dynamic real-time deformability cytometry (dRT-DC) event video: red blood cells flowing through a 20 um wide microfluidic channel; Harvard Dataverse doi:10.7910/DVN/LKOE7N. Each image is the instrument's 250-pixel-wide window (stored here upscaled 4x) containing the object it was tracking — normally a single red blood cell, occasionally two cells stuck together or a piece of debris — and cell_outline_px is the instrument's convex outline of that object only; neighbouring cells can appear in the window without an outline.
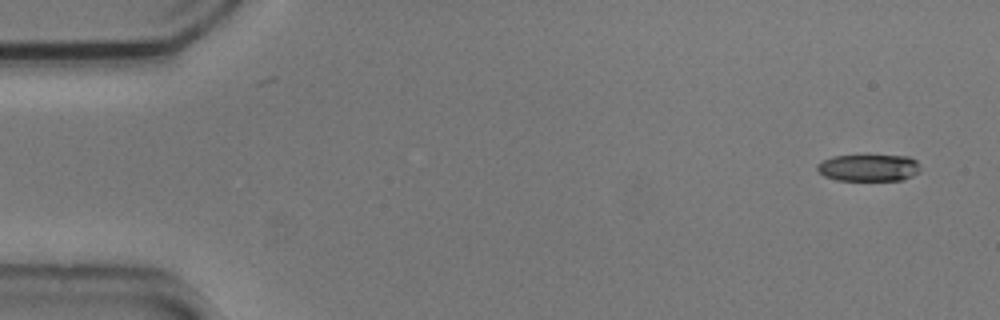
{"species": "common noctule bat (a hibernating species)", "species_latin": "Nyctalus noctula", "temperature_condition": "cold", "stored_images_in_passage": 4, "camera_frame_rate_fps": 3000, "um_per_image_px": 0.085, "animal": {"sex": "male", "body_mass_g": 20.5, "forearm_length_mm": 52.5}, "frame": {"image": 1, "passage_image": 1, "time_ms": 0.0, "image_size_px": [1000, 320], "cell_outline_px": [[920, 172], [904, 180], [836, 180], [824, 176], [816, 168], [816, 164], [832, 156], [908, 156], [916, 160], [920, 164]], "centroid_in_image_um": [73.86, 14.27], "position_along_channel_um": 11.1, "area_um2": 16.18}}
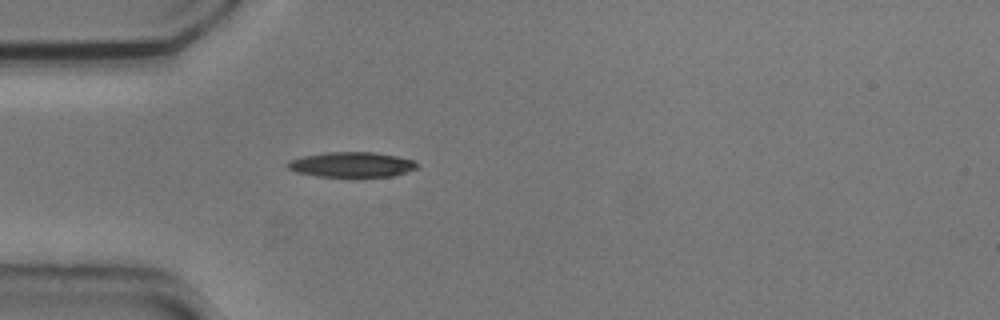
{"frame": {"image": 2, "passage_image": 4, "time_ms": 1.0, "image_size_px": [1000, 320], "cell_outline_px": [[420, 164], [416, 168], [392, 176], [316, 176], [296, 172], [288, 168], [288, 160], [304, 156], [324, 152], [372, 152], [396, 156], [412, 160]], "centroid_in_image_um": [29.87, 13.98], "position_along_channel_um": 55.1, "area_um2": 18.67}}